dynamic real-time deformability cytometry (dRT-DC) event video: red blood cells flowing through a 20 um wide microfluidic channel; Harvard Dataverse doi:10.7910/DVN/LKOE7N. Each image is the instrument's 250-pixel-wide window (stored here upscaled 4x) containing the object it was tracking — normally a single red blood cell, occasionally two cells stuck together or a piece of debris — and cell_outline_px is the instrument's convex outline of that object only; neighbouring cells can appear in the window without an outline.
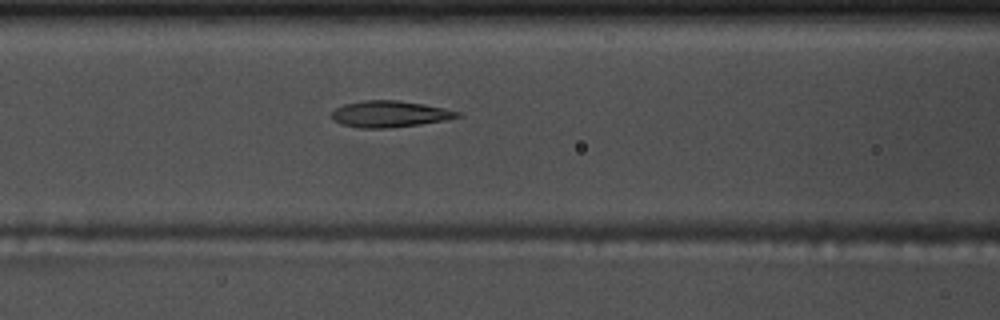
{"species": "common noctule bat (a hibernating species)", "species_latin": "Nyctalus noctula", "temperature_condition": "warm", "stored_images_in_passage": 55, "camera_frame_rate_fps": 3000, "um_per_image_px": 0.085, "animal": {"sex": "male", "body_mass_g": 17.5, "forearm_length_mm": 52.3}, "frame": {"image": 1, "passage_image": 23, "time_ms": 7.333, "image_size_px": [1000, 320], "cell_outline_px": [[464, 116], [444, 120], [420, 124], [388, 128], [356, 128], [332, 120], [332, 112], [336, 108], [344, 104], [364, 100], [396, 100], [424, 104], [444, 108], [460, 112]], "centroid_in_image_um": [33.13, 9.69], "position_along_channel_um": 133.5, "area_um2": 19.31}}
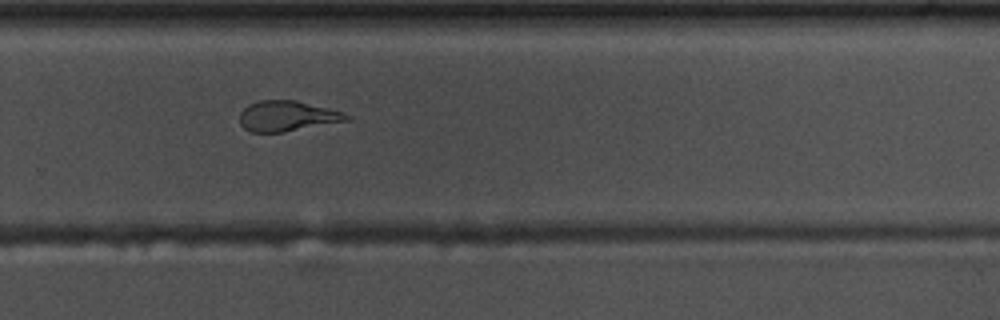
{"frame": {"image": 2, "passage_image": 37, "time_ms": 12.0, "image_size_px": [1000, 320], "cell_outline_px": [[352, 116], [348, 120], [284, 132], [252, 132], [244, 128], [240, 124], [240, 112], [248, 104], [260, 100], [296, 100], [340, 112]], "centroid_in_image_um": [24.35, 9.86], "position_along_channel_um": 305.4, "area_um2": 18.67}}
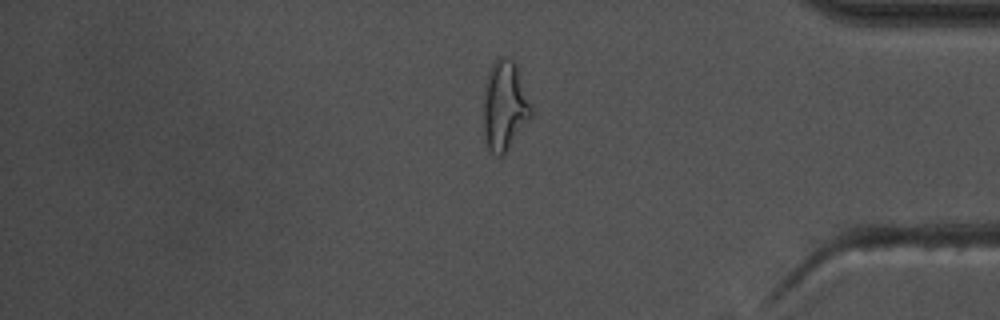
{"frame": {"image": 3, "passage_image": 46, "time_ms": 15.0, "image_size_px": [1000, 320], "cell_outline_px": [[532, 116], [504, 156], [496, 156], [488, 148], [484, 136], [484, 84], [488, 72], [492, 64], [500, 56], [512, 56], [516, 64], [532, 108]], "centroid_in_image_um": [42.89, 8.98], "position_along_channel_um": 392.3, "area_um2": 25.2}, "authors_computed_cell_mechanics": {"area_um2": 19.7098, "velocity_mm_per_s": 3.6969, "shape_relaxation_time_tau1_ms": null, "shape_relaxation_time_tau2_ms": 1.5578, "deformation_change_tau1": null, "deformation_change_tau2": 0.0962}}